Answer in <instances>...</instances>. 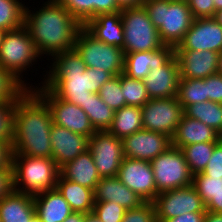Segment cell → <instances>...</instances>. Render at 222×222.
<instances>
[{"instance_id":"cell-1","label":"cell","mask_w":222,"mask_h":222,"mask_svg":"<svg viewBox=\"0 0 222 222\" xmlns=\"http://www.w3.org/2000/svg\"><path fill=\"white\" fill-rule=\"evenodd\" d=\"M49 70L40 83L56 97L82 108L91 93L114 75L99 68L86 67L75 48L52 56Z\"/></svg>"},{"instance_id":"cell-2","label":"cell","mask_w":222,"mask_h":222,"mask_svg":"<svg viewBox=\"0 0 222 222\" xmlns=\"http://www.w3.org/2000/svg\"><path fill=\"white\" fill-rule=\"evenodd\" d=\"M30 7L25 5L24 26L41 56L51 60L56 53L74 48L83 25L64 6L57 0H47L38 10Z\"/></svg>"},{"instance_id":"cell-3","label":"cell","mask_w":222,"mask_h":222,"mask_svg":"<svg viewBox=\"0 0 222 222\" xmlns=\"http://www.w3.org/2000/svg\"><path fill=\"white\" fill-rule=\"evenodd\" d=\"M52 116L47 104L29 90L17 103L12 154L52 158Z\"/></svg>"},{"instance_id":"cell-4","label":"cell","mask_w":222,"mask_h":222,"mask_svg":"<svg viewBox=\"0 0 222 222\" xmlns=\"http://www.w3.org/2000/svg\"><path fill=\"white\" fill-rule=\"evenodd\" d=\"M143 7L165 46L177 47L194 20L187 0H145Z\"/></svg>"},{"instance_id":"cell-5","label":"cell","mask_w":222,"mask_h":222,"mask_svg":"<svg viewBox=\"0 0 222 222\" xmlns=\"http://www.w3.org/2000/svg\"><path fill=\"white\" fill-rule=\"evenodd\" d=\"M14 191L35 196L55 189L60 168L52 158L11 154Z\"/></svg>"},{"instance_id":"cell-6","label":"cell","mask_w":222,"mask_h":222,"mask_svg":"<svg viewBox=\"0 0 222 222\" xmlns=\"http://www.w3.org/2000/svg\"><path fill=\"white\" fill-rule=\"evenodd\" d=\"M41 58L43 59L24 25L5 32L0 45V67L8 71L28 90H32L34 85L27 83V80L25 82L23 76L26 75L27 69L31 71L30 67L37 64Z\"/></svg>"},{"instance_id":"cell-7","label":"cell","mask_w":222,"mask_h":222,"mask_svg":"<svg viewBox=\"0 0 222 222\" xmlns=\"http://www.w3.org/2000/svg\"><path fill=\"white\" fill-rule=\"evenodd\" d=\"M121 19L125 54L159 50L165 46L143 6L121 9Z\"/></svg>"},{"instance_id":"cell-8","label":"cell","mask_w":222,"mask_h":222,"mask_svg":"<svg viewBox=\"0 0 222 222\" xmlns=\"http://www.w3.org/2000/svg\"><path fill=\"white\" fill-rule=\"evenodd\" d=\"M74 48L86 67L101 68L114 76L124 71L125 53L122 48L108 45L92 36L84 27L78 32Z\"/></svg>"},{"instance_id":"cell-9","label":"cell","mask_w":222,"mask_h":222,"mask_svg":"<svg viewBox=\"0 0 222 222\" xmlns=\"http://www.w3.org/2000/svg\"><path fill=\"white\" fill-rule=\"evenodd\" d=\"M151 165L158 194L192 185L193 174L180 148L169 147Z\"/></svg>"},{"instance_id":"cell-10","label":"cell","mask_w":222,"mask_h":222,"mask_svg":"<svg viewBox=\"0 0 222 222\" xmlns=\"http://www.w3.org/2000/svg\"><path fill=\"white\" fill-rule=\"evenodd\" d=\"M40 86V87H39ZM49 107L52 122L71 132L91 138L96 132L88 115L77 105L56 97L49 89L38 84L32 89Z\"/></svg>"},{"instance_id":"cell-11","label":"cell","mask_w":222,"mask_h":222,"mask_svg":"<svg viewBox=\"0 0 222 222\" xmlns=\"http://www.w3.org/2000/svg\"><path fill=\"white\" fill-rule=\"evenodd\" d=\"M141 110L143 129L163 133L171 139L184 115L177 97L150 99Z\"/></svg>"},{"instance_id":"cell-12","label":"cell","mask_w":222,"mask_h":222,"mask_svg":"<svg viewBox=\"0 0 222 222\" xmlns=\"http://www.w3.org/2000/svg\"><path fill=\"white\" fill-rule=\"evenodd\" d=\"M88 150L92 153L101 178L117 177L124 159L122 138H118L108 131H96L88 139Z\"/></svg>"},{"instance_id":"cell-13","label":"cell","mask_w":222,"mask_h":222,"mask_svg":"<svg viewBox=\"0 0 222 222\" xmlns=\"http://www.w3.org/2000/svg\"><path fill=\"white\" fill-rule=\"evenodd\" d=\"M153 204L157 222L175 218L184 213L206 212L204 203L192 185L159 193Z\"/></svg>"},{"instance_id":"cell-14","label":"cell","mask_w":222,"mask_h":222,"mask_svg":"<svg viewBox=\"0 0 222 222\" xmlns=\"http://www.w3.org/2000/svg\"><path fill=\"white\" fill-rule=\"evenodd\" d=\"M117 178L145 202H153L158 194L150 161L124 157Z\"/></svg>"},{"instance_id":"cell-15","label":"cell","mask_w":222,"mask_h":222,"mask_svg":"<svg viewBox=\"0 0 222 222\" xmlns=\"http://www.w3.org/2000/svg\"><path fill=\"white\" fill-rule=\"evenodd\" d=\"M122 140L124 157L150 162L172 146L169 136L146 129H141Z\"/></svg>"},{"instance_id":"cell-16","label":"cell","mask_w":222,"mask_h":222,"mask_svg":"<svg viewBox=\"0 0 222 222\" xmlns=\"http://www.w3.org/2000/svg\"><path fill=\"white\" fill-rule=\"evenodd\" d=\"M174 50L222 51V25L214 18H197L192 22L182 42Z\"/></svg>"},{"instance_id":"cell-17","label":"cell","mask_w":222,"mask_h":222,"mask_svg":"<svg viewBox=\"0 0 222 222\" xmlns=\"http://www.w3.org/2000/svg\"><path fill=\"white\" fill-rule=\"evenodd\" d=\"M180 71L175 54L163 65L150 69L144 81L150 99L177 97Z\"/></svg>"},{"instance_id":"cell-18","label":"cell","mask_w":222,"mask_h":222,"mask_svg":"<svg viewBox=\"0 0 222 222\" xmlns=\"http://www.w3.org/2000/svg\"><path fill=\"white\" fill-rule=\"evenodd\" d=\"M180 78L205 79L218 73L219 53L210 50H174Z\"/></svg>"},{"instance_id":"cell-19","label":"cell","mask_w":222,"mask_h":222,"mask_svg":"<svg viewBox=\"0 0 222 222\" xmlns=\"http://www.w3.org/2000/svg\"><path fill=\"white\" fill-rule=\"evenodd\" d=\"M88 137L71 132L59 125H52L50 140L52 146V159L60 168L65 163L75 159L88 149Z\"/></svg>"},{"instance_id":"cell-20","label":"cell","mask_w":222,"mask_h":222,"mask_svg":"<svg viewBox=\"0 0 222 222\" xmlns=\"http://www.w3.org/2000/svg\"><path fill=\"white\" fill-rule=\"evenodd\" d=\"M174 55V47L164 46L159 50L125 54L123 74L133 79L144 80L150 69L163 66Z\"/></svg>"},{"instance_id":"cell-21","label":"cell","mask_w":222,"mask_h":222,"mask_svg":"<svg viewBox=\"0 0 222 222\" xmlns=\"http://www.w3.org/2000/svg\"><path fill=\"white\" fill-rule=\"evenodd\" d=\"M83 27L101 42L123 49L124 34L121 11L98 14L89 19Z\"/></svg>"},{"instance_id":"cell-22","label":"cell","mask_w":222,"mask_h":222,"mask_svg":"<svg viewBox=\"0 0 222 222\" xmlns=\"http://www.w3.org/2000/svg\"><path fill=\"white\" fill-rule=\"evenodd\" d=\"M94 201H112L126 210L139 207L145 202L117 177H107L99 180L94 190Z\"/></svg>"},{"instance_id":"cell-23","label":"cell","mask_w":222,"mask_h":222,"mask_svg":"<svg viewBox=\"0 0 222 222\" xmlns=\"http://www.w3.org/2000/svg\"><path fill=\"white\" fill-rule=\"evenodd\" d=\"M221 138L222 136L211 127L183 115L172 138V146L181 149L195 143L218 142Z\"/></svg>"},{"instance_id":"cell-24","label":"cell","mask_w":222,"mask_h":222,"mask_svg":"<svg viewBox=\"0 0 222 222\" xmlns=\"http://www.w3.org/2000/svg\"><path fill=\"white\" fill-rule=\"evenodd\" d=\"M60 175L83 187L95 190L101 177L97 172L92 153L87 149L75 159L60 167Z\"/></svg>"},{"instance_id":"cell-25","label":"cell","mask_w":222,"mask_h":222,"mask_svg":"<svg viewBox=\"0 0 222 222\" xmlns=\"http://www.w3.org/2000/svg\"><path fill=\"white\" fill-rule=\"evenodd\" d=\"M35 213L42 222H63L73 211L57 188L33 196Z\"/></svg>"},{"instance_id":"cell-26","label":"cell","mask_w":222,"mask_h":222,"mask_svg":"<svg viewBox=\"0 0 222 222\" xmlns=\"http://www.w3.org/2000/svg\"><path fill=\"white\" fill-rule=\"evenodd\" d=\"M34 214V198L31 195L13 191L0 200L2 222H29Z\"/></svg>"},{"instance_id":"cell-27","label":"cell","mask_w":222,"mask_h":222,"mask_svg":"<svg viewBox=\"0 0 222 222\" xmlns=\"http://www.w3.org/2000/svg\"><path fill=\"white\" fill-rule=\"evenodd\" d=\"M56 188L68 202L73 212L90 213L94 207V190L63 178H57Z\"/></svg>"},{"instance_id":"cell-28","label":"cell","mask_w":222,"mask_h":222,"mask_svg":"<svg viewBox=\"0 0 222 222\" xmlns=\"http://www.w3.org/2000/svg\"><path fill=\"white\" fill-rule=\"evenodd\" d=\"M142 119L141 107L125 105L115 111L114 119L108 132L123 139L143 129Z\"/></svg>"},{"instance_id":"cell-29","label":"cell","mask_w":222,"mask_h":222,"mask_svg":"<svg viewBox=\"0 0 222 222\" xmlns=\"http://www.w3.org/2000/svg\"><path fill=\"white\" fill-rule=\"evenodd\" d=\"M184 115L201 121L222 136V104L211 101L194 103L184 109Z\"/></svg>"},{"instance_id":"cell-30","label":"cell","mask_w":222,"mask_h":222,"mask_svg":"<svg viewBox=\"0 0 222 222\" xmlns=\"http://www.w3.org/2000/svg\"><path fill=\"white\" fill-rule=\"evenodd\" d=\"M81 109L88 115L95 131H108L115 111L101 100L98 93H91Z\"/></svg>"},{"instance_id":"cell-31","label":"cell","mask_w":222,"mask_h":222,"mask_svg":"<svg viewBox=\"0 0 222 222\" xmlns=\"http://www.w3.org/2000/svg\"><path fill=\"white\" fill-rule=\"evenodd\" d=\"M177 99L185 109L194 103L207 101L206 78L190 79L180 78L178 85Z\"/></svg>"},{"instance_id":"cell-32","label":"cell","mask_w":222,"mask_h":222,"mask_svg":"<svg viewBox=\"0 0 222 222\" xmlns=\"http://www.w3.org/2000/svg\"><path fill=\"white\" fill-rule=\"evenodd\" d=\"M216 143L217 142L195 143L181 148L190 172L193 175L204 171L207 163L211 159Z\"/></svg>"},{"instance_id":"cell-33","label":"cell","mask_w":222,"mask_h":222,"mask_svg":"<svg viewBox=\"0 0 222 222\" xmlns=\"http://www.w3.org/2000/svg\"><path fill=\"white\" fill-rule=\"evenodd\" d=\"M0 0V29L11 31L24 25L25 2Z\"/></svg>"},{"instance_id":"cell-34","label":"cell","mask_w":222,"mask_h":222,"mask_svg":"<svg viewBox=\"0 0 222 222\" xmlns=\"http://www.w3.org/2000/svg\"><path fill=\"white\" fill-rule=\"evenodd\" d=\"M120 84L126 105L142 107L150 100L143 80L133 79L121 73Z\"/></svg>"},{"instance_id":"cell-35","label":"cell","mask_w":222,"mask_h":222,"mask_svg":"<svg viewBox=\"0 0 222 222\" xmlns=\"http://www.w3.org/2000/svg\"><path fill=\"white\" fill-rule=\"evenodd\" d=\"M18 101L0 102V142L11 146L14 140L15 112Z\"/></svg>"},{"instance_id":"cell-36","label":"cell","mask_w":222,"mask_h":222,"mask_svg":"<svg viewBox=\"0 0 222 222\" xmlns=\"http://www.w3.org/2000/svg\"><path fill=\"white\" fill-rule=\"evenodd\" d=\"M98 95L101 97V100L114 111L126 105L120 84V75L114 76L106 81L101 86Z\"/></svg>"},{"instance_id":"cell-37","label":"cell","mask_w":222,"mask_h":222,"mask_svg":"<svg viewBox=\"0 0 222 222\" xmlns=\"http://www.w3.org/2000/svg\"><path fill=\"white\" fill-rule=\"evenodd\" d=\"M192 186L206 205L210 199L222 190V176H205L202 172L193 175Z\"/></svg>"},{"instance_id":"cell-38","label":"cell","mask_w":222,"mask_h":222,"mask_svg":"<svg viewBox=\"0 0 222 222\" xmlns=\"http://www.w3.org/2000/svg\"><path fill=\"white\" fill-rule=\"evenodd\" d=\"M28 91L8 71L0 67V102L20 100Z\"/></svg>"},{"instance_id":"cell-39","label":"cell","mask_w":222,"mask_h":222,"mask_svg":"<svg viewBox=\"0 0 222 222\" xmlns=\"http://www.w3.org/2000/svg\"><path fill=\"white\" fill-rule=\"evenodd\" d=\"M93 212L103 222H121L126 212V209L112 201H95Z\"/></svg>"},{"instance_id":"cell-40","label":"cell","mask_w":222,"mask_h":222,"mask_svg":"<svg viewBox=\"0 0 222 222\" xmlns=\"http://www.w3.org/2000/svg\"><path fill=\"white\" fill-rule=\"evenodd\" d=\"M82 25L93 18V3L91 0H57Z\"/></svg>"},{"instance_id":"cell-41","label":"cell","mask_w":222,"mask_h":222,"mask_svg":"<svg viewBox=\"0 0 222 222\" xmlns=\"http://www.w3.org/2000/svg\"><path fill=\"white\" fill-rule=\"evenodd\" d=\"M121 222H157L153 202H144L139 207L126 210Z\"/></svg>"},{"instance_id":"cell-42","label":"cell","mask_w":222,"mask_h":222,"mask_svg":"<svg viewBox=\"0 0 222 222\" xmlns=\"http://www.w3.org/2000/svg\"><path fill=\"white\" fill-rule=\"evenodd\" d=\"M202 173L205 176H222V138L215 144L211 159Z\"/></svg>"},{"instance_id":"cell-43","label":"cell","mask_w":222,"mask_h":222,"mask_svg":"<svg viewBox=\"0 0 222 222\" xmlns=\"http://www.w3.org/2000/svg\"><path fill=\"white\" fill-rule=\"evenodd\" d=\"M214 0H187L194 19L213 18L215 14Z\"/></svg>"},{"instance_id":"cell-44","label":"cell","mask_w":222,"mask_h":222,"mask_svg":"<svg viewBox=\"0 0 222 222\" xmlns=\"http://www.w3.org/2000/svg\"><path fill=\"white\" fill-rule=\"evenodd\" d=\"M207 101L222 104V75L216 73L206 78Z\"/></svg>"},{"instance_id":"cell-45","label":"cell","mask_w":222,"mask_h":222,"mask_svg":"<svg viewBox=\"0 0 222 222\" xmlns=\"http://www.w3.org/2000/svg\"><path fill=\"white\" fill-rule=\"evenodd\" d=\"M14 191L13 166L10 163L6 168L0 169V200Z\"/></svg>"},{"instance_id":"cell-46","label":"cell","mask_w":222,"mask_h":222,"mask_svg":"<svg viewBox=\"0 0 222 222\" xmlns=\"http://www.w3.org/2000/svg\"><path fill=\"white\" fill-rule=\"evenodd\" d=\"M91 3H93V17L101 13L121 11L116 0H91Z\"/></svg>"},{"instance_id":"cell-47","label":"cell","mask_w":222,"mask_h":222,"mask_svg":"<svg viewBox=\"0 0 222 222\" xmlns=\"http://www.w3.org/2000/svg\"><path fill=\"white\" fill-rule=\"evenodd\" d=\"M204 218L205 212H191L161 222H204Z\"/></svg>"},{"instance_id":"cell-48","label":"cell","mask_w":222,"mask_h":222,"mask_svg":"<svg viewBox=\"0 0 222 222\" xmlns=\"http://www.w3.org/2000/svg\"><path fill=\"white\" fill-rule=\"evenodd\" d=\"M11 145L0 142V169L6 168L11 163Z\"/></svg>"},{"instance_id":"cell-49","label":"cell","mask_w":222,"mask_h":222,"mask_svg":"<svg viewBox=\"0 0 222 222\" xmlns=\"http://www.w3.org/2000/svg\"><path fill=\"white\" fill-rule=\"evenodd\" d=\"M206 211L222 213V190L213 196L205 205Z\"/></svg>"},{"instance_id":"cell-50","label":"cell","mask_w":222,"mask_h":222,"mask_svg":"<svg viewBox=\"0 0 222 222\" xmlns=\"http://www.w3.org/2000/svg\"><path fill=\"white\" fill-rule=\"evenodd\" d=\"M145 0H116L120 9L143 6Z\"/></svg>"},{"instance_id":"cell-51","label":"cell","mask_w":222,"mask_h":222,"mask_svg":"<svg viewBox=\"0 0 222 222\" xmlns=\"http://www.w3.org/2000/svg\"><path fill=\"white\" fill-rule=\"evenodd\" d=\"M204 222H222V213L206 211Z\"/></svg>"},{"instance_id":"cell-52","label":"cell","mask_w":222,"mask_h":222,"mask_svg":"<svg viewBox=\"0 0 222 222\" xmlns=\"http://www.w3.org/2000/svg\"><path fill=\"white\" fill-rule=\"evenodd\" d=\"M85 215L81 212H72L63 222H83Z\"/></svg>"},{"instance_id":"cell-53","label":"cell","mask_w":222,"mask_h":222,"mask_svg":"<svg viewBox=\"0 0 222 222\" xmlns=\"http://www.w3.org/2000/svg\"><path fill=\"white\" fill-rule=\"evenodd\" d=\"M83 222H103V221L100 220L99 217L94 212H90L86 213Z\"/></svg>"},{"instance_id":"cell-54","label":"cell","mask_w":222,"mask_h":222,"mask_svg":"<svg viewBox=\"0 0 222 222\" xmlns=\"http://www.w3.org/2000/svg\"><path fill=\"white\" fill-rule=\"evenodd\" d=\"M214 20H216L220 25H222V9L217 11L214 16Z\"/></svg>"},{"instance_id":"cell-55","label":"cell","mask_w":222,"mask_h":222,"mask_svg":"<svg viewBox=\"0 0 222 222\" xmlns=\"http://www.w3.org/2000/svg\"><path fill=\"white\" fill-rule=\"evenodd\" d=\"M215 13L222 9V0H214Z\"/></svg>"},{"instance_id":"cell-56","label":"cell","mask_w":222,"mask_h":222,"mask_svg":"<svg viewBox=\"0 0 222 222\" xmlns=\"http://www.w3.org/2000/svg\"><path fill=\"white\" fill-rule=\"evenodd\" d=\"M218 73L222 75V51L219 53Z\"/></svg>"},{"instance_id":"cell-57","label":"cell","mask_w":222,"mask_h":222,"mask_svg":"<svg viewBox=\"0 0 222 222\" xmlns=\"http://www.w3.org/2000/svg\"><path fill=\"white\" fill-rule=\"evenodd\" d=\"M29 222H42L40 218L36 215V213L31 217Z\"/></svg>"},{"instance_id":"cell-58","label":"cell","mask_w":222,"mask_h":222,"mask_svg":"<svg viewBox=\"0 0 222 222\" xmlns=\"http://www.w3.org/2000/svg\"><path fill=\"white\" fill-rule=\"evenodd\" d=\"M6 31L0 29V45L2 43V40H3V37H4V34H5Z\"/></svg>"}]
</instances>
